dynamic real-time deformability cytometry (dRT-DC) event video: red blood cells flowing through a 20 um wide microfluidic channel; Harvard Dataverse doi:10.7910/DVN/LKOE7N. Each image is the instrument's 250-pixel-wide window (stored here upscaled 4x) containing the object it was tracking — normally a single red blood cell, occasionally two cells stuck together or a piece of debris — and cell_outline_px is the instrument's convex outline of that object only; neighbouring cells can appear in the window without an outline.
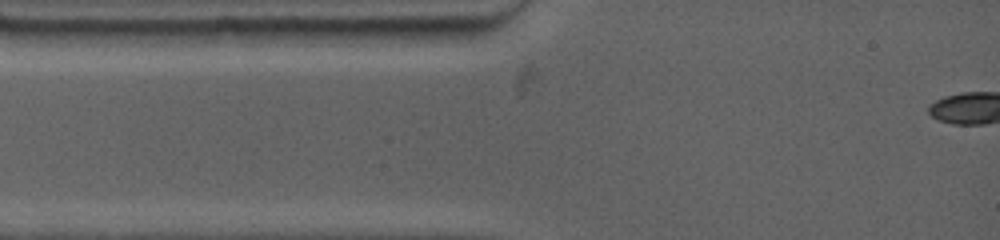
{"species": "common noctule bat (a hibernating species)", "species_latin": "Nyctalus noctula", "temperature_condition": "warm", "stored_images_in_passage": 4, "camera_frame_rate_fps": 4500, "um_per_image_px": 0.085, "animal": {"sex": "female", "body_mass_g": 19.0, "forearm_length_mm": 53.3}, "frame": {"image": 1, "passage_image": 2, "time_ms": 0.222, "image_size_px": [1000, 240], "cell_outline_px": [[476, 32], [472, 36], [444, 44], [360, 44], [340, 28], [472, 28]], "centroid_in_image_um": [34.7, 3.01], "position_along_channel_um": 50.3, "area_um2": 13.41}}